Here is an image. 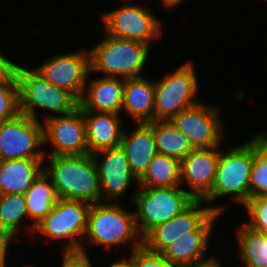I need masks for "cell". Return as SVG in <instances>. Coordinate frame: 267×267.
<instances>
[{
    "label": "cell",
    "mask_w": 267,
    "mask_h": 267,
    "mask_svg": "<svg viewBox=\"0 0 267 267\" xmlns=\"http://www.w3.org/2000/svg\"><path fill=\"white\" fill-rule=\"evenodd\" d=\"M43 124L24 114L0 123V161L45 159ZM39 150H38V149Z\"/></svg>",
    "instance_id": "9c48e42d"
},
{
    "label": "cell",
    "mask_w": 267,
    "mask_h": 267,
    "mask_svg": "<svg viewBox=\"0 0 267 267\" xmlns=\"http://www.w3.org/2000/svg\"><path fill=\"white\" fill-rule=\"evenodd\" d=\"M17 81L0 83V123L15 118L19 114Z\"/></svg>",
    "instance_id": "f1b7e54d"
},
{
    "label": "cell",
    "mask_w": 267,
    "mask_h": 267,
    "mask_svg": "<svg viewBox=\"0 0 267 267\" xmlns=\"http://www.w3.org/2000/svg\"><path fill=\"white\" fill-rule=\"evenodd\" d=\"M100 77L86 82L79 107L83 111L121 114L124 79Z\"/></svg>",
    "instance_id": "ac0fdd59"
},
{
    "label": "cell",
    "mask_w": 267,
    "mask_h": 267,
    "mask_svg": "<svg viewBox=\"0 0 267 267\" xmlns=\"http://www.w3.org/2000/svg\"><path fill=\"white\" fill-rule=\"evenodd\" d=\"M62 267H93L89 255L81 251H64Z\"/></svg>",
    "instance_id": "1f68e13d"
},
{
    "label": "cell",
    "mask_w": 267,
    "mask_h": 267,
    "mask_svg": "<svg viewBox=\"0 0 267 267\" xmlns=\"http://www.w3.org/2000/svg\"><path fill=\"white\" fill-rule=\"evenodd\" d=\"M89 154L120 146V114L83 111Z\"/></svg>",
    "instance_id": "ffe728a7"
},
{
    "label": "cell",
    "mask_w": 267,
    "mask_h": 267,
    "mask_svg": "<svg viewBox=\"0 0 267 267\" xmlns=\"http://www.w3.org/2000/svg\"><path fill=\"white\" fill-rule=\"evenodd\" d=\"M19 112L34 120L36 107L60 115L72 113L79 107V100L70 92L50 84L33 68L18 66L16 71Z\"/></svg>",
    "instance_id": "8992f818"
},
{
    "label": "cell",
    "mask_w": 267,
    "mask_h": 267,
    "mask_svg": "<svg viewBox=\"0 0 267 267\" xmlns=\"http://www.w3.org/2000/svg\"><path fill=\"white\" fill-rule=\"evenodd\" d=\"M28 217L25 195H0V230L13 237L19 230L20 221ZM18 227V228H17ZM16 232V233H15Z\"/></svg>",
    "instance_id": "83f0119b"
},
{
    "label": "cell",
    "mask_w": 267,
    "mask_h": 267,
    "mask_svg": "<svg viewBox=\"0 0 267 267\" xmlns=\"http://www.w3.org/2000/svg\"><path fill=\"white\" fill-rule=\"evenodd\" d=\"M140 187H179L180 161L157 153L145 174L137 181Z\"/></svg>",
    "instance_id": "d4e9b609"
},
{
    "label": "cell",
    "mask_w": 267,
    "mask_h": 267,
    "mask_svg": "<svg viewBox=\"0 0 267 267\" xmlns=\"http://www.w3.org/2000/svg\"><path fill=\"white\" fill-rule=\"evenodd\" d=\"M192 61L182 64L173 73L154 82V120H170L180 111L199 103L198 81Z\"/></svg>",
    "instance_id": "ba28073f"
},
{
    "label": "cell",
    "mask_w": 267,
    "mask_h": 267,
    "mask_svg": "<svg viewBox=\"0 0 267 267\" xmlns=\"http://www.w3.org/2000/svg\"><path fill=\"white\" fill-rule=\"evenodd\" d=\"M203 204L205 207H202ZM226 207L208 206L203 199H195L177 216L151 229L142 238V244L148 250L161 254L182 235L195 231L213 212L222 214Z\"/></svg>",
    "instance_id": "7c38bea8"
},
{
    "label": "cell",
    "mask_w": 267,
    "mask_h": 267,
    "mask_svg": "<svg viewBox=\"0 0 267 267\" xmlns=\"http://www.w3.org/2000/svg\"><path fill=\"white\" fill-rule=\"evenodd\" d=\"M50 84L72 93L81 99L90 73V52L61 54L33 68Z\"/></svg>",
    "instance_id": "5bb4252c"
},
{
    "label": "cell",
    "mask_w": 267,
    "mask_h": 267,
    "mask_svg": "<svg viewBox=\"0 0 267 267\" xmlns=\"http://www.w3.org/2000/svg\"><path fill=\"white\" fill-rule=\"evenodd\" d=\"M104 38L89 50L90 73L102 72L104 77L121 76L124 80L141 77L149 45L108 35Z\"/></svg>",
    "instance_id": "7a4b0ae2"
},
{
    "label": "cell",
    "mask_w": 267,
    "mask_h": 267,
    "mask_svg": "<svg viewBox=\"0 0 267 267\" xmlns=\"http://www.w3.org/2000/svg\"><path fill=\"white\" fill-rule=\"evenodd\" d=\"M218 158L219 147H214L194 149L180 161L181 185H188L194 199H203L213 187Z\"/></svg>",
    "instance_id": "2e32d148"
},
{
    "label": "cell",
    "mask_w": 267,
    "mask_h": 267,
    "mask_svg": "<svg viewBox=\"0 0 267 267\" xmlns=\"http://www.w3.org/2000/svg\"><path fill=\"white\" fill-rule=\"evenodd\" d=\"M46 159H14L0 161V195H24L43 172Z\"/></svg>",
    "instance_id": "44dd1931"
},
{
    "label": "cell",
    "mask_w": 267,
    "mask_h": 267,
    "mask_svg": "<svg viewBox=\"0 0 267 267\" xmlns=\"http://www.w3.org/2000/svg\"><path fill=\"white\" fill-rule=\"evenodd\" d=\"M236 229L239 259L245 267H267V234L251 229L245 223Z\"/></svg>",
    "instance_id": "484cf974"
},
{
    "label": "cell",
    "mask_w": 267,
    "mask_h": 267,
    "mask_svg": "<svg viewBox=\"0 0 267 267\" xmlns=\"http://www.w3.org/2000/svg\"><path fill=\"white\" fill-rule=\"evenodd\" d=\"M183 2H185V0H161V3L164 4L163 6L166 8H174Z\"/></svg>",
    "instance_id": "d590c367"
},
{
    "label": "cell",
    "mask_w": 267,
    "mask_h": 267,
    "mask_svg": "<svg viewBox=\"0 0 267 267\" xmlns=\"http://www.w3.org/2000/svg\"><path fill=\"white\" fill-rule=\"evenodd\" d=\"M44 144L51 143L48 155H86L88 145L86 139L83 110L78 107L72 113L43 118Z\"/></svg>",
    "instance_id": "4fadbf2b"
},
{
    "label": "cell",
    "mask_w": 267,
    "mask_h": 267,
    "mask_svg": "<svg viewBox=\"0 0 267 267\" xmlns=\"http://www.w3.org/2000/svg\"><path fill=\"white\" fill-rule=\"evenodd\" d=\"M18 64H15L0 52V83L6 81H17L16 71Z\"/></svg>",
    "instance_id": "d6a6232c"
},
{
    "label": "cell",
    "mask_w": 267,
    "mask_h": 267,
    "mask_svg": "<svg viewBox=\"0 0 267 267\" xmlns=\"http://www.w3.org/2000/svg\"><path fill=\"white\" fill-rule=\"evenodd\" d=\"M134 212H128L119 203L106 201L91 205L88 214V227L84 239L90 244L100 245L107 250L133 241L132 250L142 245L138 234Z\"/></svg>",
    "instance_id": "277c9868"
},
{
    "label": "cell",
    "mask_w": 267,
    "mask_h": 267,
    "mask_svg": "<svg viewBox=\"0 0 267 267\" xmlns=\"http://www.w3.org/2000/svg\"><path fill=\"white\" fill-rule=\"evenodd\" d=\"M149 124L159 154L181 161L194 150L189 139L170 120H153Z\"/></svg>",
    "instance_id": "cb8c5ba5"
},
{
    "label": "cell",
    "mask_w": 267,
    "mask_h": 267,
    "mask_svg": "<svg viewBox=\"0 0 267 267\" xmlns=\"http://www.w3.org/2000/svg\"><path fill=\"white\" fill-rule=\"evenodd\" d=\"M91 205V203L81 200L58 198L51 212L35 226L34 231L55 241L68 239L63 251L87 253L77 238L85 237Z\"/></svg>",
    "instance_id": "52a82bcc"
},
{
    "label": "cell",
    "mask_w": 267,
    "mask_h": 267,
    "mask_svg": "<svg viewBox=\"0 0 267 267\" xmlns=\"http://www.w3.org/2000/svg\"><path fill=\"white\" fill-rule=\"evenodd\" d=\"M103 156L101 161L99 156ZM97 165L101 201H114L122 199L126 190L129 189L132 180L137 179L132 175L130 165L123 149L118 146L107 150H102L93 154Z\"/></svg>",
    "instance_id": "9a60e30c"
},
{
    "label": "cell",
    "mask_w": 267,
    "mask_h": 267,
    "mask_svg": "<svg viewBox=\"0 0 267 267\" xmlns=\"http://www.w3.org/2000/svg\"><path fill=\"white\" fill-rule=\"evenodd\" d=\"M250 218L244 222L251 229L267 234V196L250 198L244 205Z\"/></svg>",
    "instance_id": "4dcf8cb0"
},
{
    "label": "cell",
    "mask_w": 267,
    "mask_h": 267,
    "mask_svg": "<svg viewBox=\"0 0 267 267\" xmlns=\"http://www.w3.org/2000/svg\"><path fill=\"white\" fill-rule=\"evenodd\" d=\"M219 109L199 102L180 111L170 121L189 139L194 149L219 147L225 137Z\"/></svg>",
    "instance_id": "8fae6325"
},
{
    "label": "cell",
    "mask_w": 267,
    "mask_h": 267,
    "mask_svg": "<svg viewBox=\"0 0 267 267\" xmlns=\"http://www.w3.org/2000/svg\"><path fill=\"white\" fill-rule=\"evenodd\" d=\"M124 261L130 267H180L168 261L162 254L148 250L143 244L132 250Z\"/></svg>",
    "instance_id": "f546056e"
},
{
    "label": "cell",
    "mask_w": 267,
    "mask_h": 267,
    "mask_svg": "<svg viewBox=\"0 0 267 267\" xmlns=\"http://www.w3.org/2000/svg\"><path fill=\"white\" fill-rule=\"evenodd\" d=\"M135 224L143 238L151 229L186 209L195 199L182 187H140L132 194Z\"/></svg>",
    "instance_id": "5b68a950"
},
{
    "label": "cell",
    "mask_w": 267,
    "mask_h": 267,
    "mask_svg": "<svg viewBox=\"0 0 267 267\" xmlns=\"http://www.w3.org/2000/svg\"><path fill=\"white\" fill-rule=\"evenodd\" d=\"M107 267H130L124 260L114 262Z\"/></svg>",
    "instance_id": "8d00e7d4"
},
{
    "label": "cell",
    "mask_w": 267,
    "mask_h": 267,
    "mask_svg": "<svg viewBox=\"0 0 267 267\" xmlns=\"http://www.w3.org/2000/svg\"><path fill=\"white\" fill-rule=\"evenodd\" d=\"M229 146L226 153L219 150L215 181L210 192L203 198L208 205L226 195H230L235 202L243 206L249 200L250 170L254 160V136L242 146Z\"/></svg>",
    "instance_id": "3957f363"
},
{
    "label": "cell",
    "mask_w": 267,
    "mask_h": 267,
    "mask_svg": "<svg viewBox=\"0 0 267 267\" xmlns=\"http://www.w3.org/2000/svg\"><path fill=\"white\" fill-rule=\"evenodd\" d=\"M44 173L51 179L58 198L101 202L99 174L92 154L49 155Z\"/></svg>",
    "instance_id": "6da1fadb"
},
{
    "label": "cell",
    "mask_w": 267,
    "mask_h": 267,
    "mask_svg": "<svg viewBox=\"0 0 267 267\" xmlns=\"http://www.w3.org/2000/svg\"><path fill=\"white\" fill-rule=\"evenodd\" d=\"M186 267H222V264L219 263V260L215 256H210V258L194 263Z\"/></svg>",
    "instance_id": "e575fe53"
},
{
    "label": "cell",
    "mask_w": 267,
    "mask_h": 267,
    "mask_svg": "<svg viewBox=\"0 0 267 267\" xmlns=\"http://www.w3.org/2000/svg\"><path fill=\"white\" fill-rule=\"evenodd\" d=\"M137 124L134 132L128 133L123 130L120 147L126 155L132 175L138 181L158 152L152 126L149 123Z\"/></svg>",
    "instance_id": "d6986e66"
},
{
    "label": "cell",
    "mask_w": 267,
    "mask_h": 267,
    "mask_svg": "<svg viewBox=\"0 0 267 267\" xmlns=\"http://www.w3.org/2000/svg\"><path fill=\"white\" fill-rule=\"evenodd\" d=\"M213 212L195 231L188 232L169 245L161 254L180 267L193 265L210 257L205 256L210 244L213 223L219 216Z\"/></svg>",
    "instance_id": "e0dca14e"
},
{
    "label": "cell",
    "mask_w": 267,
    "mask_h": 267,
    "mask_svg": "<svg viewBox=\"0 0 267 267\" xmlns=\"http://www.w3.org/2000/svg\"><path fill=\"white\" fill-rule=\"evenodd\" d=\"M154 93V81L143 76L125 79L121 111L124 110L137 123L153 121Z\"/></svg>",
    "instance_id": "7402d4cb"
},
{
    "label": "cell",
    "mask_w": 267,
    "mask_h": 267,
    "mask_svg": "<svg viewBox=\"0 0 267 267\" xmlns=\"http://www.w3.org/2000/svg\"><path fill=\"white\" fill-rule=\"evenodd\" d=\"M13 236L0 230V267H7L6 257Z\"/></svg>",
    "instance_id": "836d02e7"
},
{
    "label": "cell",
    "mask_w": 267,
    "mask_h": 267,
    "mask_svg": "<svg viewBox=\"0 0 267 267\" xmlns=\"http://www.w3.org/2000/svg\"><path fill=\"white\" fill-rule=\"evenodd\" d=\"M257 134L254 135V160L250 170L249 199L267 196V131Z\"/></svg>",
    "instance_id": "4316f807"
},
{
    "label": "cell",
    "mask_w": 267,
    "mask_h": 267,
    "mask_svg": "<svg viewBox=\"0 0 267 267\" xmlns=\"http://www.w3.org/2000/svg\"><path fill=\"white\" fill-rule=\"evenodd\" d=\"M104 31L108 36L138 41L150 45L162 34L161 21L145 6L126 4L102 14Z\"/></svg>",
    "instance_id": "30bf717a"
},
{
    "label": "cell",
    "mask_w": 267,
    "mask_h": 267,
    "mask_svg": "<svg viewBox=\"0 0 267 267\" xmlns=\"http://www.w3.org/2000/svg\"><path fill=\"white\" fill-rule=\"evenodd\" d=\"M27 204L28 217L34 222L31 232H34L35 226L43 220L52 210L58 200L55 188L51 179L44 173L31 184L30 188L24 194Z\"/></svg>",
    "instance_id": "603a6c76"
}]
</instances>
